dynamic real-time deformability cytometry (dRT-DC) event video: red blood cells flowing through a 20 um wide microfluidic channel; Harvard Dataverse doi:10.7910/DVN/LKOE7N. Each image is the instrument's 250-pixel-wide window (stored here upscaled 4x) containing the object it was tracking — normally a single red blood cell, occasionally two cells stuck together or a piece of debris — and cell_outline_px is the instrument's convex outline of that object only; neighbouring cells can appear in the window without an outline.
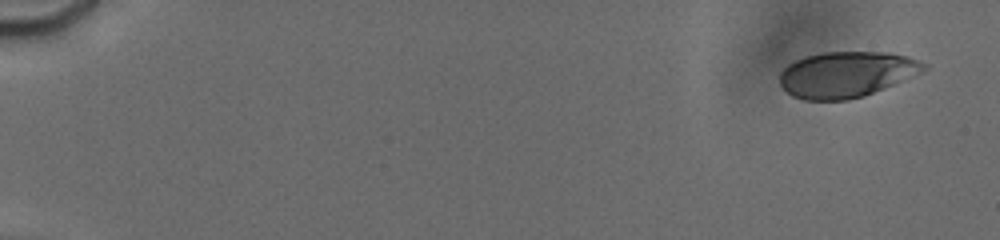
{"species": "human", "species_latin": "Homo sapiens", "temperature_condition": "cold", "stored_images_in_passage": 82, "camera_frame_rate_fps": 3000, "um_per_image_px": 0.085, "donor": {"sex": "male"}, "frame": {"image": 1, "passage_image": 5, "time_ms": 0.667, "image_size_px": [1000, 240], "cell_outline_px": [[928, 68], [924, 72], [864, 96], [848, 100], [804, 100], [792, 96], [780, 84], [780, 72], [788, 64], [804, 56], [824, 52], [888, 52], [908, 56], [928, 64]], "centroid_in_image_um": [71.97, 6.32], "position_along_channel_um": 13.0, "area_um2": 38.67}}
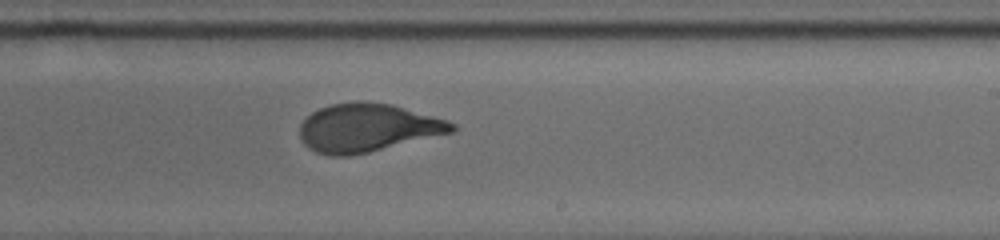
{"frame": {"image": 2, "passage_image": 54, "time_ms": 11.667, "image_size_px": [1000, 240], "cell_outline_px": [[456, 132], [368, 152], [348, 156], [332, 156], [316, 152], [308, 148], [304, 144], [300, 136], [300, 124], [312, 112], [320, 108], [332, 104], [356, 100], [360, 100], [392, 104], [448, 120], [456, 124]], "centroid_in_image_um": [31.26, 10.85], "position_along_channel_um": 257.7, "area_um2": 43.0}}
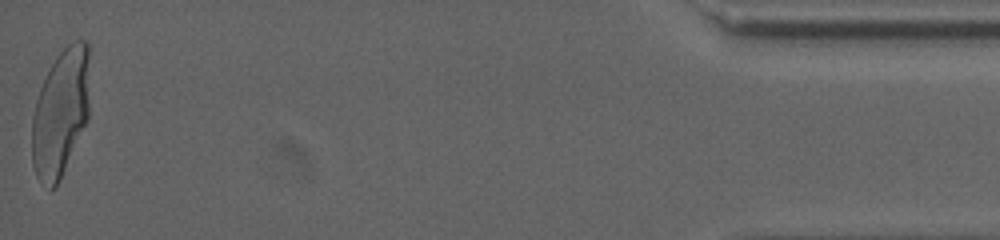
{"frame": {"image": 3, "passage_image": 80, "time_ms": 18.333, "image_size_px": [1000, 240], "cell_outline_px": [[88, 120], [56, 184], [52, 188], [48, 188], [36, 176], [32, 164], [32, 116], [36, 100], [40, 88], [56, 56], [72, 40], [88, 40]], "centroid_in_image_um": [5.14, 9.54], "position_along_channel_um": 430.1, "area_um2": 42.31}, "authors_computed_cell_mechanics": {"area_um2": 42.0495, "velocity_mm_per_s": 3.7861, "shape_relaxation_time_tau1_ms": 4.9205, "shape_relaxation_time_tau2_ms": null, "deformation_change_tau1": 0.191, "deformation_change_tau2": null}}